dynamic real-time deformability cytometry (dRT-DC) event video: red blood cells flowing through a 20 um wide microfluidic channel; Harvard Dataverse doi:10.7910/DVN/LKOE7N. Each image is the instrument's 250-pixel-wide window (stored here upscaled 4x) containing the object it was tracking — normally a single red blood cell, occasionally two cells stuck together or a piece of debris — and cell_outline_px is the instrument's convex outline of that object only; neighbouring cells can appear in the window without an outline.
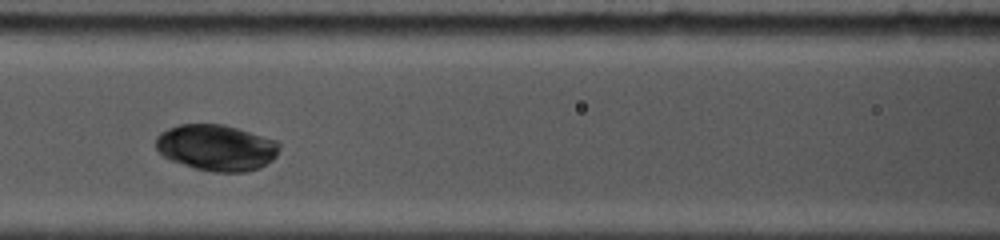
{"species": "common noctule bat (a hibernating species)", "species_latin": "Nyctalus noctula", "temperature_condition": "cold", "stored_images_in_passage": 12, "camera_frame_rate_fps": 5000, "um_per_image_px": 0.085, "animal": {"sex": "female", "body_mass_g": 19.0, "forearm_length_mm": 53.3}, "frame": {"image": 1, "passage_image": 4, "time_ms": 3.0, "image_size_px": [1000, 240], "cell_outline_px": [[280, 148], [276, 156], [272, 160], [260, 168], [244, 172], [212, 172], [196, 168], [172, 160], [164, 156], [156, 148], [156, 136], [160, 132], [168, 128], [180, 124], [224, 124], [276, 140], [280, 144]], "centroid_in_image_um": [18.41, 12.54], "position_along_channel_um": 148.2, "area_um2": 33.18}}
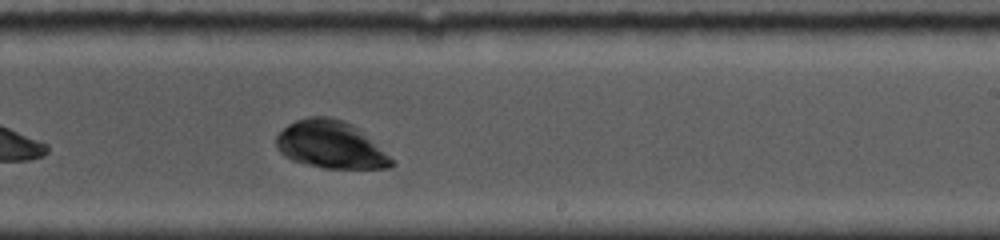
{"frame": {"image": 2, "passage_image": 7, "time_ms": 6.0, "image_size_px": [1000, 240], "cell_outline_px": [[396, 164], [388, 168], [324, 168], [292, 160], [284, 156], [276, 148], [276, 136], [288, 124], [296, 120], [308, 116], [328, 116], [344, 120], [352, 124], [396, 160]], "centroid_in_image_um": [28.11, 12.3], "position_along_channel_um": 260.9, "area_um2": 31.96}}
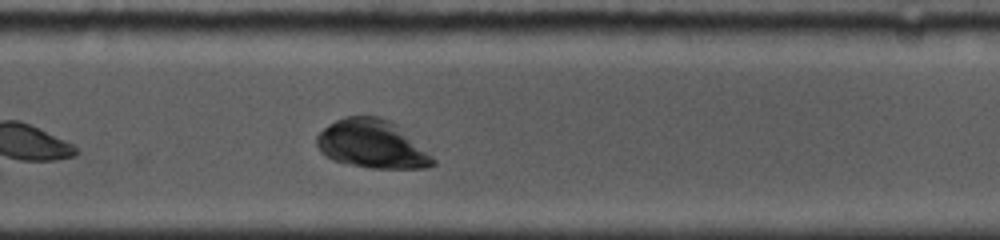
{"frame": {"image": 3, "passage_image": 9, "time_ms": 7.0, "image_size_px": [1000, 240], "cell_outline_px": [[436, 164], [428, 168], [368, 168], [348, 164], [332, 160], [320, 152], [316, 144], [316, 136], [328, 124], [344, 116], [380, 116], [392, 120], [400, 124], [436, 160]], "centroid_in_image_um": [31.65, 12.23], "position_along_channel_um": 298.2, "area_um2": 33.41}}